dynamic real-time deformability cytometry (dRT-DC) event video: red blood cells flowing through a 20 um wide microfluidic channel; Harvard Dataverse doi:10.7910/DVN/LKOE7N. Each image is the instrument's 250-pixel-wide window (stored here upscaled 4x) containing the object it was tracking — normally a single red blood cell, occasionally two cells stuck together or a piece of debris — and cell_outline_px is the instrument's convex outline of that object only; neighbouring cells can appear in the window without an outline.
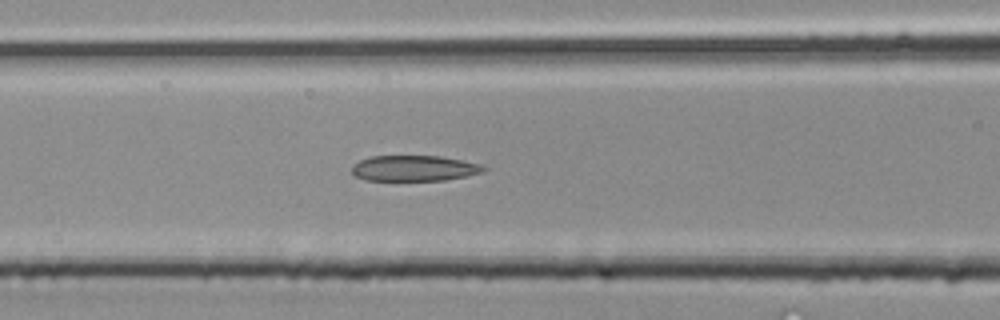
{"species": "common noctule bat (a hibernating species)", "species_latin": "Nyctalus noctula", "temperature_condition": "room temperature", "stored_images_in_passage": 35, "segment_of_instrument_passage": [2, 2], "camera_frame_rate_fps": 3000, "um_per_image_px": 0.085, "animal": {"sex": "male", "body_mass_g": 20.4}, "frame": {"image": 1, "passage_image": 15, "time_ms": 4.667, "image_size_px": [1000, 320], "cell_outline_px": [[488, 168], [484, 172], [468, 176], [444, 180], [364, 180], [356, 176], [352, 172], [352, 164], [360, 160], [372, 156], [440, 156], [480, 164]], "centroid_in_image_um": [35.21, 14.3], "position_along_channel_um": 131.4, "area_um2": 19.71}}
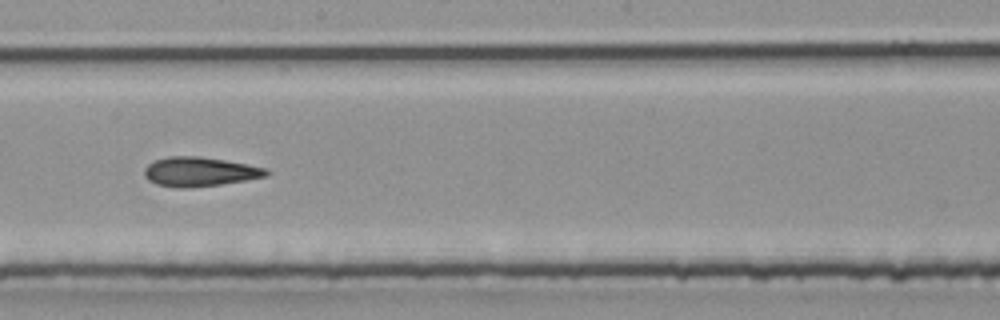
{"frame": {"image": 2, "passage_image": 20, "time_ms": 6.333, "image_size_px": [1000, 320], "cell_outline_px": [[272, 172], [268, 176], [220, 184], [184, 188], [156, 184], [148, 180], [144, 176], [144, 168], [152, 160], [168, 156], [200, 156], [248, 164], [264, 168]], "centroid_in_image_um": [16.95, 14.58], "position_along_channel_um": 231.3, "area_um2": 20.81}}
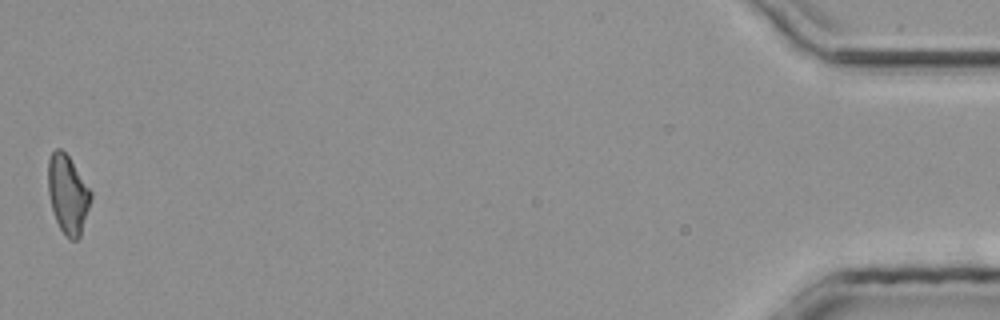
{"frame": {"image": 3, "passage_image": 35, "time_ms": 11.333, "image_size_px": [1000, 320], "cell_outline_px": [[92, 196], [80, 236], [76, 240], [68, 240], [60, 228], [56, 220], [52, 208], [48, 192], [48, 160], [52, 152], [56, 148], [60, 148], [68, 156], [92, 192]], "centroid_in_image_um": [5.75, 16.52], "position_along_channel_um": 429.4, "area_um2": 19.36}}